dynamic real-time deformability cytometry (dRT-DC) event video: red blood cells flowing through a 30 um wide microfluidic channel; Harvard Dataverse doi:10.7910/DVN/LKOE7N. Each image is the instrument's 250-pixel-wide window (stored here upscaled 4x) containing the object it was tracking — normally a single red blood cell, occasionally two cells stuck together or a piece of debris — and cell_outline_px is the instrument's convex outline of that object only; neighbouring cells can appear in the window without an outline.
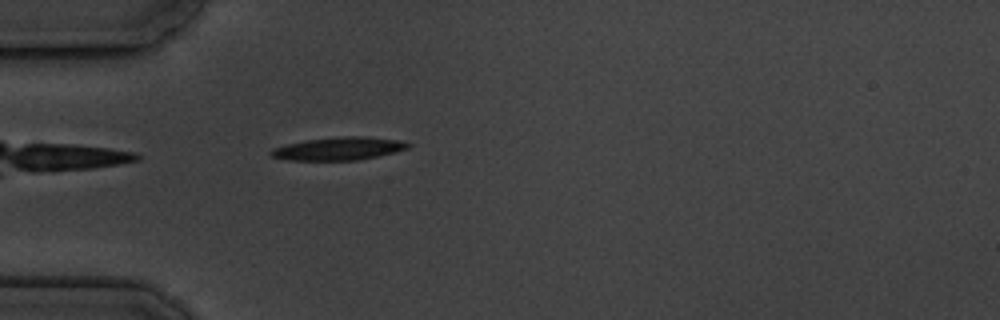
{"species": "common noctule bat (a hibernating species)", "species_latin": "Nyctalus noctula", "temperature_condition": "cold", "stored_images_in_passage": 4, "camera_frame_rate_fps": 3000, "um_per_image_px": 0.085, "animal": {"sex": "male", "body_mass_g": 19.5, "forearm_length_mm": 54.6}, "frame": {"image": 1, "passage_image": 4, "time_ms": 4.333, "image_size_px": [1000, 320], "cell_outline_px": [[412, 144], [408, 148], [396, 152], [356, 160], [288, 160], [272, 156], [268, 152], [272, 148], [304, 140], [344, 136], [364, 136], [400, 140]], "centroid_in_image_um": [28.8, 12.63], "position_along_channel_um": 56.2, "area_um2": 18.26}}